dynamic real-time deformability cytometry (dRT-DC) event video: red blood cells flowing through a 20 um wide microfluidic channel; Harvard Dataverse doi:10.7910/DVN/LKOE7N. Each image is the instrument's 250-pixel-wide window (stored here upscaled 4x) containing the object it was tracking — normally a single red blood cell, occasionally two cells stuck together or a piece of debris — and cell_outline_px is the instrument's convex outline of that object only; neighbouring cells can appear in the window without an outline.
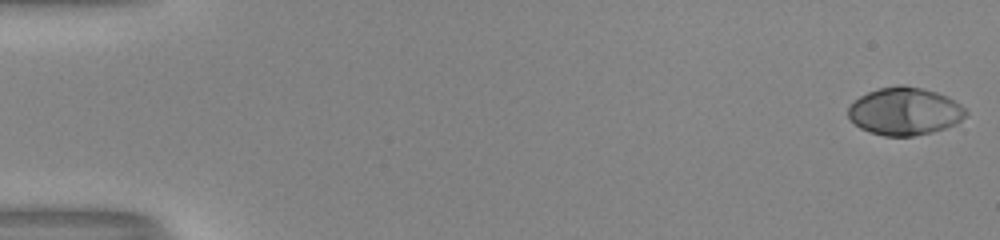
{"species": "human", "species_latin": "Homo sapiens", "temperature_condition": "room temperature", "stored_images_in_passage": 53, "camera_frame_rate_fps": 3000, "um_per_image_px": 0.085, "donor": {"sex": "male"}, "frame": {"image": 1, "passage_image": 1, "time_ms": 0.0, "image_size_px": [1000, 240], "cell_outline_px": [[968, 112], [956, 124], [932, 132], [912, 136], [884, 136], [868, 132], [860, 128], [848, 116], [848, 108], [860, 96], [868, 92], [880, 88], [900, 84], [904, 84], [936, 92], [948, 96], [960, 104]], "centroid_in_image_um": [76.9, 9.46], "position_along_channel_um": 8.1, "area_um2": 32.54}}
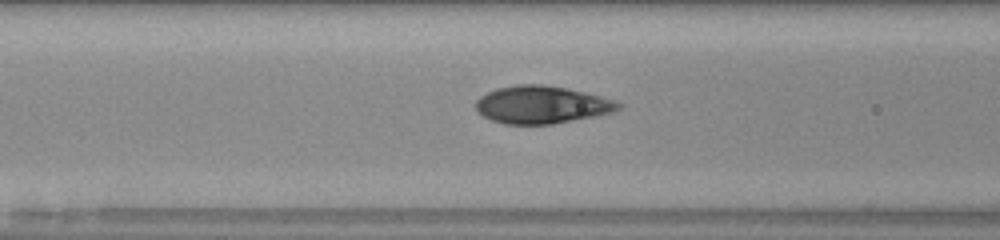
{"frame": {"image": 2, "passage_image": 23, "time_ms": 7.333, "image_size_px": [1000, 240], "cell_outline_px": [[624, 104], [620, 108], [612, 112], [596, 116], [552, 124], [504, 124], [492, 120], [476, 112], [476, 100], [480, 96], [496, 88], [516, 84], [540, 84], [568, 88], [600, 96]], "centroid_in_image_um": [46.02, 8.9], "position_along_channel_um": 120.6, "area_um2": 31.27}}
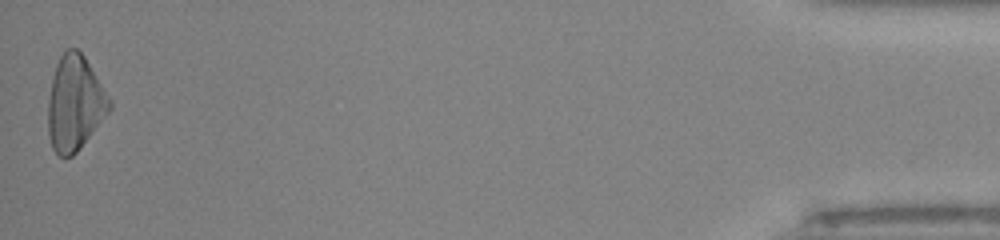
{"frame": {"image": 3, "passage_image": 53, "time_ms": 17.333, "image_size_px": [1000, 240], "cell_outline_px": [[112, 108], [76, 152], [72, 156], [60, 156], [52, 148], [48, 136], [48, 100], [52, 80], [56, 64], [64, 48], [76, 48], [84, 56], [112, 100]], "centroid_in_image_um": [6.36, 8.75], "position_along_channel_um": 428.8, "area_um2": 33.81}, "authors_computed_cell_mechanics": {"area_um2": 31.9634, "velocity_mm_per_s": 4.024, "shape_relaxation_time_tau1_ms": 4.3277, "shape_relaxation_time_tau2_ms": null, "deformation_change_tau1": 0.2312, "deformation_change_tau2": null}}